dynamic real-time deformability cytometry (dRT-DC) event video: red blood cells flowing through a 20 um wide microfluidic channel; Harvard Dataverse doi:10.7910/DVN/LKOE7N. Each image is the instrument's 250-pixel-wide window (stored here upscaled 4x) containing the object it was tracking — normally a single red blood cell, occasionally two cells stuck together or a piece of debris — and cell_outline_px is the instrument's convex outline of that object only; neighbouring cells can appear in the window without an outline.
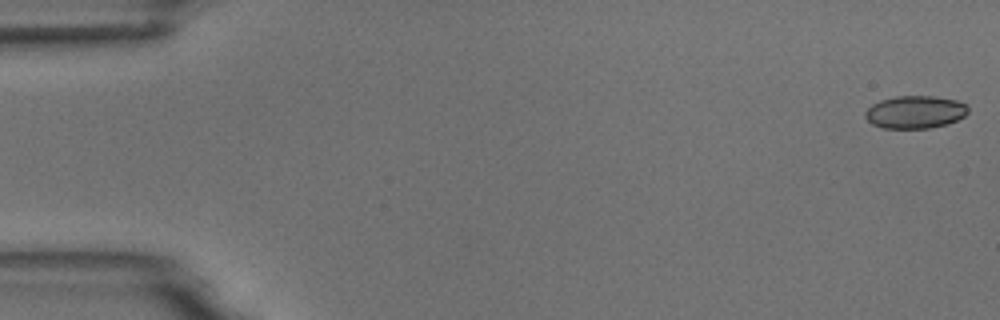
{"species": "common noctule bat (a hibernating species)", "species_latin": "Nyctalus noctula", "temperature_condition": "room temperature", "stored_images_in_passage": 6, "camera_frame_rate_fps": 3000, "um_per_image_px": 0.085, "animal": {"sex": "male", "body_mass_g": 18.8}, "frame": {"image": 1, "passage_image": 1, "time_ms": 0.0, "image_size_px": [1000, 320], "cell_outline_px": [[968, 112], [964, 116], [948, 124], [928, 128], [884, 128], [872, 124], [864, 116], [864, 112], [872, 104], [880, 100], [896, 96], [936, 96], [956, 100], [968, 104]], "centroid_in_image_um": [77.79, 9.52], "position_along_channel_um": 7.2, "area_um2": 19.71}}
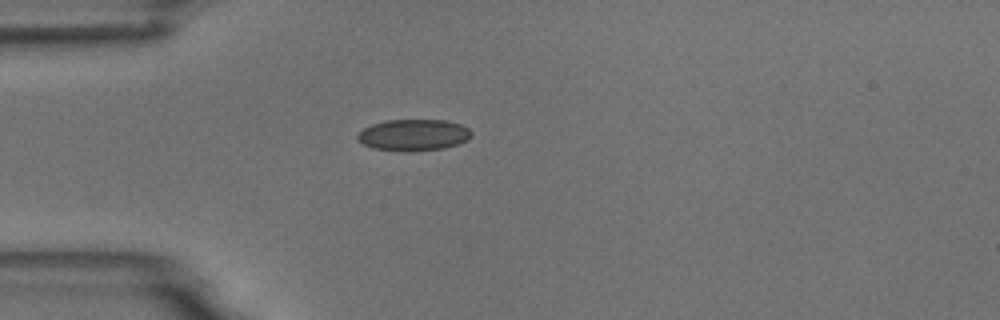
{"frame": {"image": 2, "passage_image": 5, "time_ms": 4.667, "image_size_px": [1000, 320], "cell_outline_px": [[472, 136], [468, 140], [444, 148], [404, 152], [372, 148], [356, 140], [356, 136], [364, 128], [372, 124], [388, 120], [448, 120], [460, 124], [468, 128], [472, 132]], "centroid_in_image_um": [35.15, 11.47], "position_along_channel_um": 49.9, "area_um2": 20.98}}